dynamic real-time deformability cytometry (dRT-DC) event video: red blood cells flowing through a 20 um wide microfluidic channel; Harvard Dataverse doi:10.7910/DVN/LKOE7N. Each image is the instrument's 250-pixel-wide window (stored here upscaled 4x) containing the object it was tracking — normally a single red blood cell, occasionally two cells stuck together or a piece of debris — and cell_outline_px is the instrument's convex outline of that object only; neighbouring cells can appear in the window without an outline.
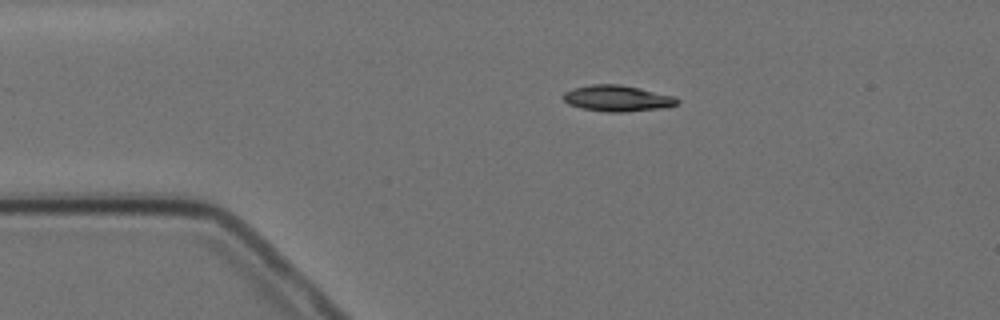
{"species": "Egyptian fruit bat (a non-hibernating species)", "species_latin": "Rousettus aegyptiacus", "temperature_condition": "cold", "stored_images_in_passage": 14, "camera_frame_rate_fps": 3000, "um_per_image_px": 0.085, "animal": {"sex": "female"}, "frame": {"image": 1, "passage_image": 3, "time_ms": 2.333, "image_size_px": [1000, 320], "cell_outline_px": [[680, 100], [676, 104], [664, 108], [624, 112], [608, 112], [580, 108], [568, 104], [560, 96], [564, 92], [572, 88], [592, 84], [620, 84], [640, 88], [676, 96]], "centroid_in_image_um": [52.45, 8.35], "position_along_channel_um": 32.5, "area_um2": 17.57}}
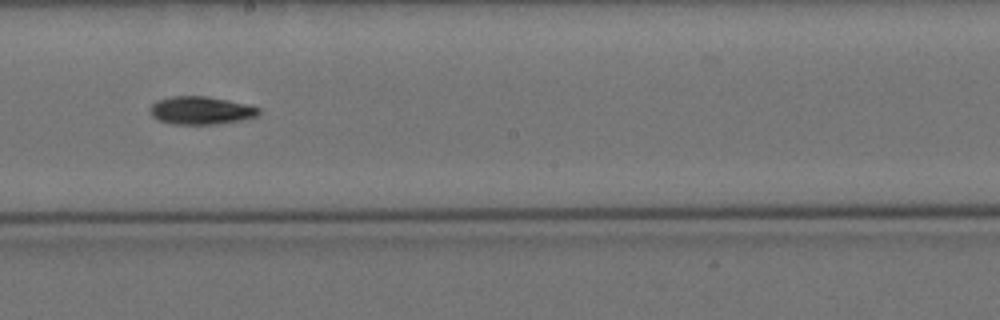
{"frame": {"image": 2, "passage_image": 8, "time_ms": 9.0, "image_size_px": [1000, 320], "cell_outline_px": [[260, 112], [256, 116], [244, 120], [216, 124], [172, 124], [160, 120], [152, 116], [152, 104], [156, 100], [172, 96], [208, 96], [244, 104], [260, 108]], "centroid_in_image_um": [17.09, 9.39], "position_along_channel_um": 231.1, "area_um2": 17.51}}
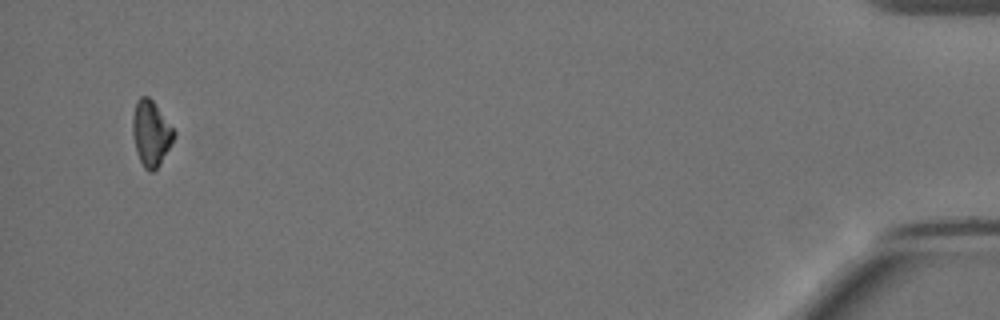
{"frame": {"image": 3, "passage_image": 14, "time_ms": 17.0, "image_size_px": [1000, 320], "cell_outline_px": [[176, 132], [160, 164], [152, 172], [148, 172], [144, 168], [136, 152], [132, 136], [132, 116], [136, 100], [140, 96], [148, 96], [152, 100]], "centroid_in_image_um": [12.79, 11.32], "position_along_channel_um": 422.4, "area_um2": 15.66}, "authors_computed_cell_mechanics": {"area_um2": 16.9932, "velocity_mm_per_s": 3.4823, "shape_relaxation_time_tau1_ms": 3.9177, "shape_relaxation_time_tau2_ms": null, "deformation_change_tau1": 0.1036, "deformation_change_tau2": null}}